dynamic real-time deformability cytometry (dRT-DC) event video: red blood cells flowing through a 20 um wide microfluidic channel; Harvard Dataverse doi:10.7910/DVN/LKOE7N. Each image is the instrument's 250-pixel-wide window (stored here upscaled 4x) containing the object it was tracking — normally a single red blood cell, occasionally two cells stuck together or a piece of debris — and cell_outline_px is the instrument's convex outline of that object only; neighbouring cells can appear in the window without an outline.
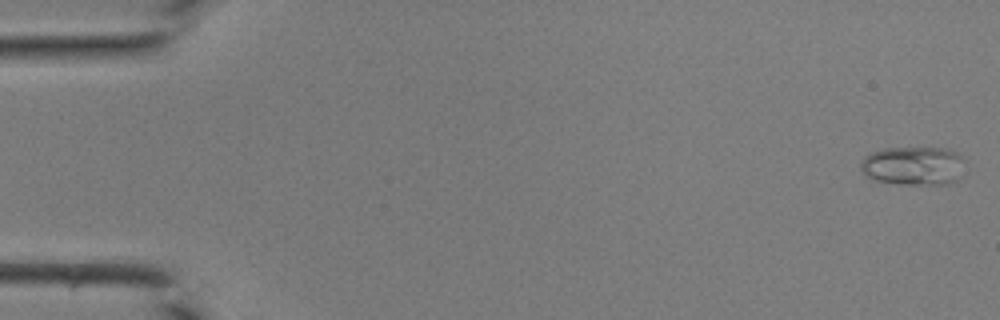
{"species": "common noctule bat (a hibernating species)", "species_latin": "Nyctalus noctula", "temperature_condition": "room temperature", "stored_images_in_passage": 43, "camera_frame_rate_fps": 3000, "um_per_image_px": 0.085, "animal": {"sex": "male", "body_mass_g": 19.0, "forearm_length_mm": 50.8}, "frame": {"image": 1, "passage_image": 1, "time_ms": 0.0, "image_size_px": [1000, 320], "cell_outline_px": [[968, 160], [956, 180], [948, 184], [900, 184], [876, 180], [864, 176], [860, 168], [860, 164], [864, 156], [872, 152], [884, 148], [948, 148], [956, 152]], "centroid_in_image_um": [77.65, 14.08], "position_along_channel_um": 7.3, "area_um2": 23.87}}
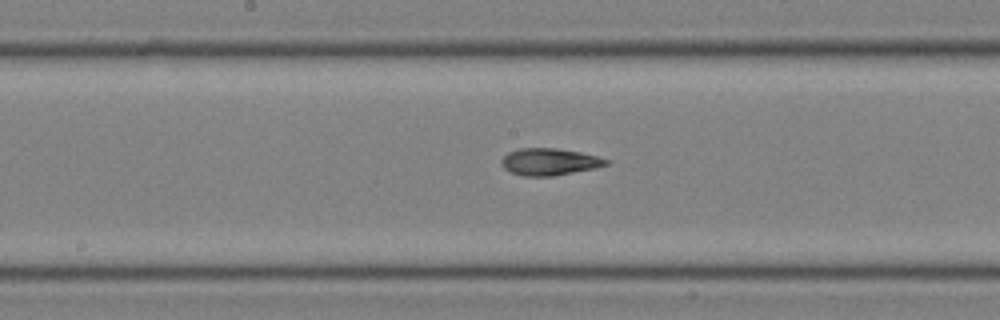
{"frame": {"image": 2, "passage_image": 23, "time_ms": 7.333, "image_size_px": [1000, 320], "cell_outline_px": [[612, 160], [608, 164], [596, 168], [552, 176], [524, 176], [512, 172], [504, 168], [500, 164], [500, 160], [508, 152], [520, 148], [556, 148], [580, 152]], "centroid_in_image_um": [46.71, 13.75], "position_along_channel_um": 201.5, "area_um2": 16.47}}
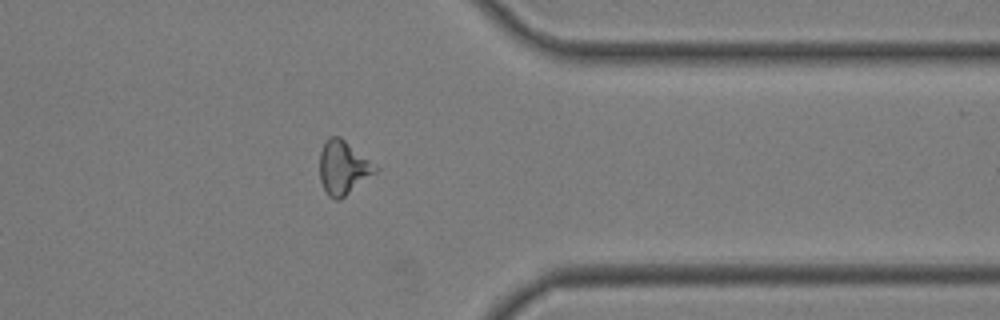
{"frame": {"image": 3, "passage_image": 35, "time_ms": 11.333, "image_size_px": [1000, 320], "cell_outline_px": [[376, 172], [340, 200], [332, 200], [328, 196], [320, 180], [320, 152], [328, 136], [340, 136], [376, 164]], "centroid_in_image_um": [29.16, 14.25], "position_along_channel_um": 382.2, "area_um2": 17.4}}